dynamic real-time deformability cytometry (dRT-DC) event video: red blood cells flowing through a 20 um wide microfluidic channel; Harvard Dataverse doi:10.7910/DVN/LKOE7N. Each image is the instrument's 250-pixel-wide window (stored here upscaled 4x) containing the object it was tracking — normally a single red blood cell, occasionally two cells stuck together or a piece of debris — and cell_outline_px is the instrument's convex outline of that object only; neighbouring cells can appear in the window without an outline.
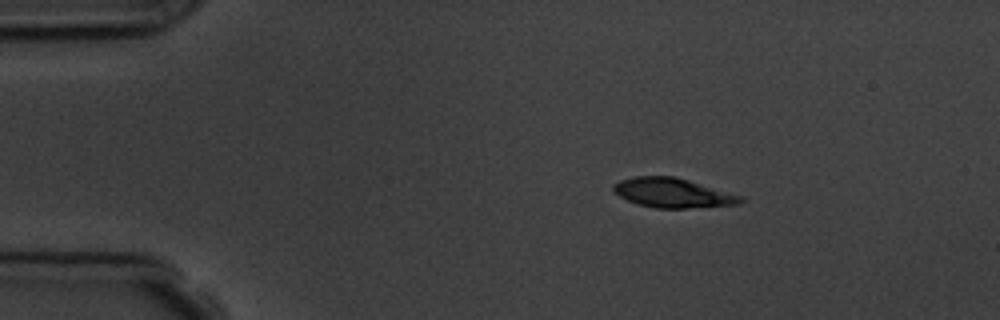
{"species": "common noctule bat (a hibernating species)", "species_latin": "Nyctalus noctula", "temperature_condition": "room temperature", "stored_images_in_passage": 6, "camera_frame_rate_fps": 3000, "um_per_image_px": 0.085, "animal": {"sex": "male", "body_mass_g": 19.5, "forearm_length_mm": 54.6}, "frame": {"image": 1, "passage_image": 3, "time_ms": 2.333, "image_size_px": [1000, 320], "cell_outline_px": [[744, 200], [740, 204], [688, 208], [656, 208], [640, 204], [628, 200], [612, 192], [612, 184], [620, 180], [636, 176], [672, 176], [688, 180], [740, 196]], "centroid_in_image_um": [57.12, 16.39], "position_along_channel_um": 27.9, "area_um2": 21.5}}
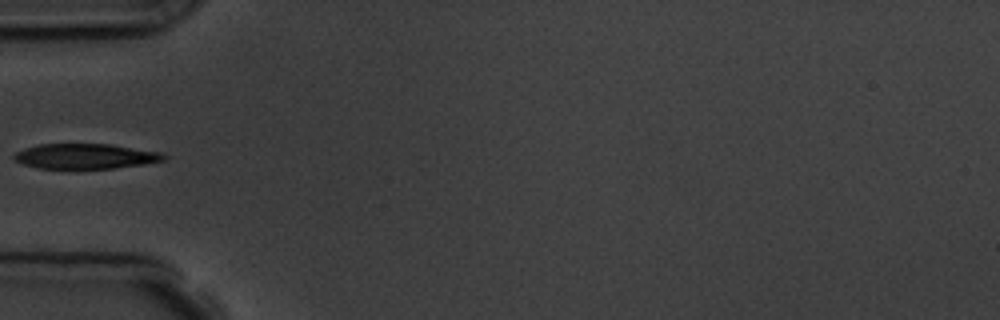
{"frame": {"image": 2, "passage_image": 5, "time_ms": 5.333, "image_size_px": [1000, 320], "cell_outline_px": [[168, 156], [164, 160], [144, 164], [112, 168], [36, 168], [12, 160], [12, 156], [16, 152], [24, 148], [36, 144], [108, 144], [164, 152]], "centroid_in_image_um": [7.25, 13.27], "position_along_channel_um": 77.8, "area_um2": 22.02}}